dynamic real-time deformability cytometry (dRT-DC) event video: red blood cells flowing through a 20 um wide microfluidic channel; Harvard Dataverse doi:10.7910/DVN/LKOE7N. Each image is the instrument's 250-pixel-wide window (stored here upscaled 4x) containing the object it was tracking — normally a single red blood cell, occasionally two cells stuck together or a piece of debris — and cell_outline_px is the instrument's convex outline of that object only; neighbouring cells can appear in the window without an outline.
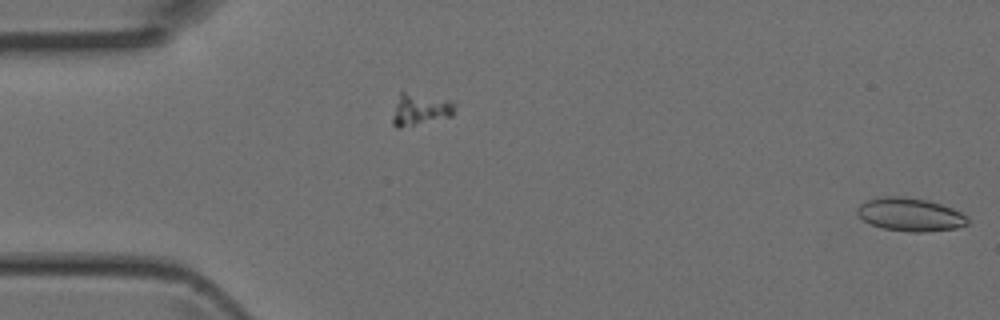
{"species": "Egyptian fruit bat (a non-hibernating species)", "species_latin": "Rousettus aegyptiacus", "temperature_condition": "room temperature", "stored_images_in_passage": 4, "segment_of_instrument_passage": [2, 2], "camera_frame_rate_fps": 3000, "um_per_image_px": 0.085, "animal": {"sex": "female"}, "frame": {"image": 1, "passage_image": 4, "time_ms": 1.0, "image_size_px": [1000, 320], "cell_outline_px": [[968, 224], [956, 228], [920, 232], [908, 232], [884, 228], [872, 224], [864, 220], [856, 212], [856, 208], [860, 204], [868, 200], [880, 196], [904, 196], [928, 200], [952, 208], [968, 216]], "centroid_in_image_um": [77.36, 18.22], "position_along_channel_um": 7.6, "area_um2": 21.33}}